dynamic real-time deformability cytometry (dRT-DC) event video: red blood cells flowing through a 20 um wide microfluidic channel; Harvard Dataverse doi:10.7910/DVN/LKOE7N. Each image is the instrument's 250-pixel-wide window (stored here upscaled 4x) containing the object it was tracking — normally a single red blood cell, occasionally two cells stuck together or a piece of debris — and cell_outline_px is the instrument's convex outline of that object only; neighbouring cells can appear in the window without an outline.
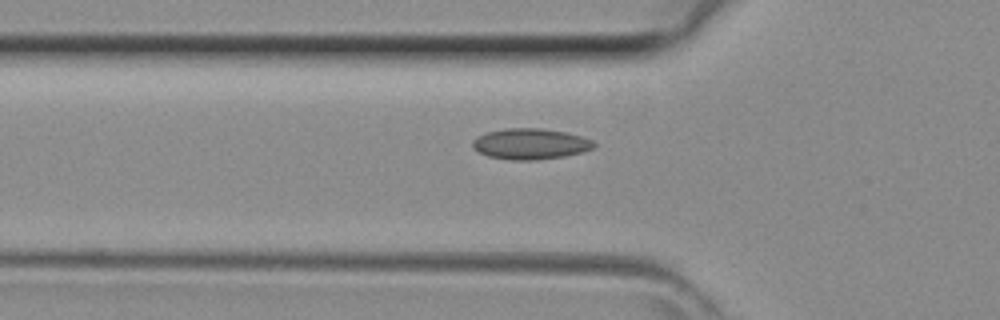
{"species": "common noctule bat (a hibernating species)", "species_latin": "Nyctalus noctula", "temperature_condition": "room temperature", "stored_images_in_passage": 35, "camera_frame_rate_fps": 3000, "um_per_image_px": 0.085, "animal": {"sex": "female", "body_mass_g": 29.2, "forearm_length_mm": 56.3}, "frame": {"image": 1, "passage_image": 7, "time_ms": 2.0, "image_size_px": [1000, 320], "cell_outline_px": [[596, 144], [592, 148], [580, 152], [564, 156], [536, 160], [512, 160], [488, 156], [480, 152], [472, 144], [472, 140], [488, 132], [504, 128], [540, 128], [564, 132], [580, 136], [592, 140]], "centroid_in_image_um": [45.08, 12.23], "position_along_channel_um": 80.7, "area_um2": 21.44}}
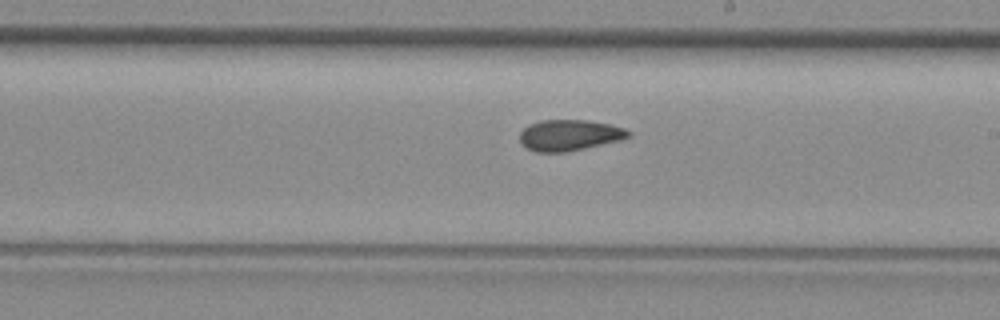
{"frame": {"image": 2, "passage_image": 17, "time_ms": 5.333, "image_size_px": [1000, 320], "cell_outline_px": [[632, 136], [620, 140], [568, 152], [536, 152], [528, 148], [520, 140], [520, 132], [524, 128], [540, 120], [588, 120], [608, 124], [624, 128], [632, 132]], "centroid_in_image_um": [48.44, 11.49], "position_along_channel_um": 240.6, "area_um2": 19.54}}
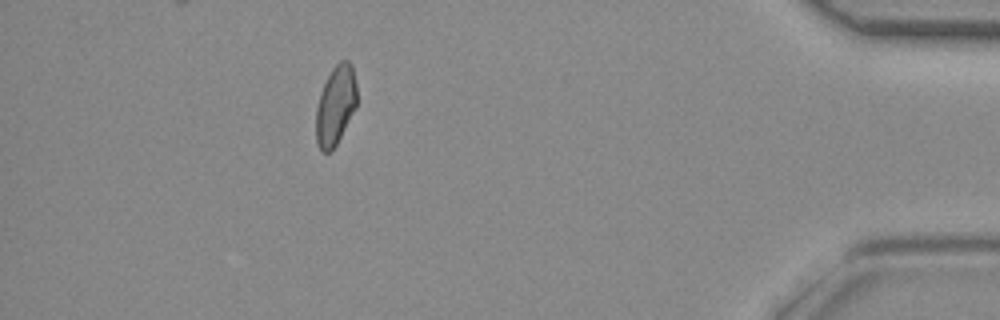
{"frame": {"image": 3, "passage_image": 31, "time_ms": 10.0, "image_size_px": [1000, 320], "cell_outline_px": [[356, 108], [336, 144], [328, 152], [320, 152], [316, 144], [316, 108], [320, 92], [332, 68], [340, 60], [348, 60], [352, 64], [356, 84]], "centroid_in_image_um": [28.51, 8.95], "position_along_channel_um": 406.7, "area_um2": 18.9}}